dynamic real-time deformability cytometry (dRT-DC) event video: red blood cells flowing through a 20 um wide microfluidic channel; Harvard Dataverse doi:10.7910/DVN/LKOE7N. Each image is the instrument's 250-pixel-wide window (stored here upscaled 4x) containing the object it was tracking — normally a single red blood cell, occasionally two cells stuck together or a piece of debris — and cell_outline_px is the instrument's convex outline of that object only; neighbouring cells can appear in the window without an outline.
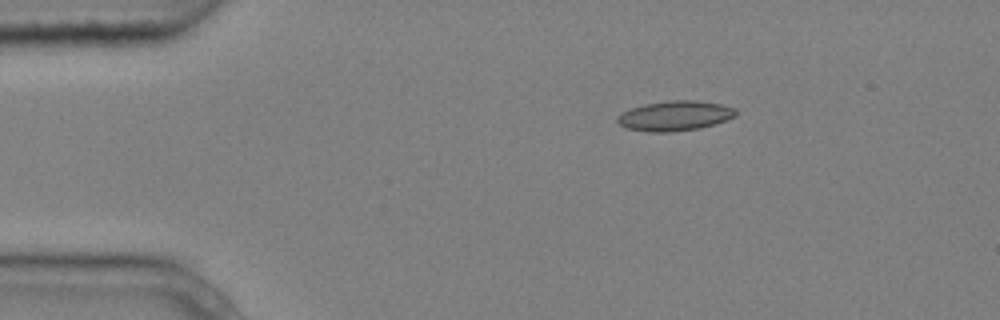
{"species": "common noctule bat (a hibernating species)", "species_latin": "Nyctalus noctula", "temperature_condition": "cold", "stored_images_in_passage": 7, "camera_frame_rate_fps": 3000, "um_per_image_px": 0.085, "animal": {"sex": "male", "body_mass_g": 20.4}, "frame": {"image": 1, "passage_image": 3, "time_ms": 0.667, "image_size_px": [1000, 320], "cell_outline_px": [[736, 116], [716, 124], [700, 128], [668, 132], [652, 132], [624, 128], [616, 120], [616, 116], [632, 108], [644, 104], [668, 100], [696, 100], [720, 104], [736, 108]], "centroid_in_image_um": [57.37, 9.84], "position_along_channel_um": 27.6, "area_um2": 20.69}}
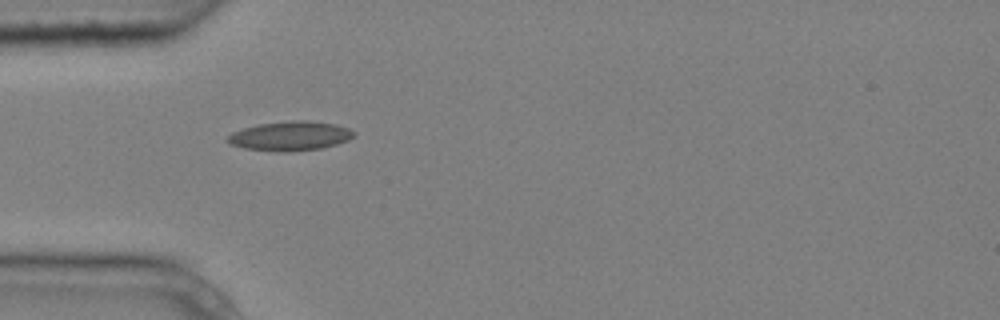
{"frame": {"image": 2, "passage_image": 5, "time_ms": 1.333, "image_size_px": [1000, 320], "cell_outline_px": [[356, 132], [348, 140], [324, 148], [288, 152], [276, 152], [244, 148], [228, 144], [228, 136], [232, 132], [244, 128], [260, 124], [292, 120], [308, 120], [336, 124], [348, 128]], "centroid_in_image_um": [24.67, 11.56], "position_along_channel_um": 60.3, "area_um2": 21.68}}
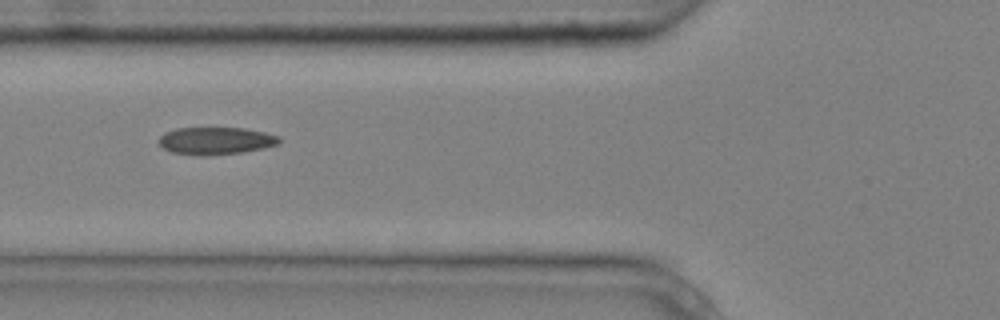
{"frame": {"image": 3, "passage_image": 6, "time_ms": 1.667, "image_size_px": [1000, 320], "cell_outline_px": [[280, 144], [264, 148], [244, 152], [208, 156], [196, 156], [172, 152], [164, 148], [160, 144], [160, 136], [164, 132], [176, 128], [244, 128], [264, 132], [280, 136]], "centroid_in_image_um": [18.36, 11.97], "position_along_channel_um": 107.4, "area_um2": 19.42}}